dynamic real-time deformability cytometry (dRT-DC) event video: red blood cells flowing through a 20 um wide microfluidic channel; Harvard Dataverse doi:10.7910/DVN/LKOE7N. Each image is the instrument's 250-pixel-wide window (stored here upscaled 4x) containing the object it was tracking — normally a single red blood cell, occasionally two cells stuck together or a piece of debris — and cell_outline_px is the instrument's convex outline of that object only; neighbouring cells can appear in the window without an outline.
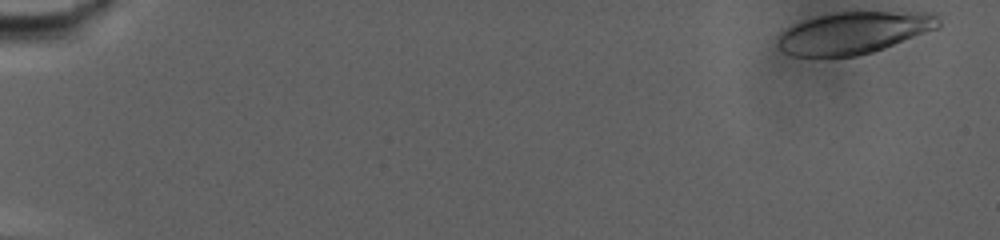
{"species": "human", "species_latin": "Homo sapiens", "temperature_condition": "warm", "stored_images_in_passage": 72, "camera_frame_rate_fps": 3000, "um_per_image_px": 0.085, "donor": {"sex": "male"}, "frame": {"image": 1, "passage_image": 1, "time_ms": 0.0, "image_size_px": [1000, 240], "cell_outline_px": [[940, 28], [884, 48], [872, 52], [856, 56], [792, 56], [784, 52], [776, 44], [776, 36], [780, 32], [804, 20], [816, 16], [840, 12], [940, 12]], "centroid_in_image_um": [72.61, 2.77], "position_along_channel_um": 12.4, "area_um2": 39.59}}
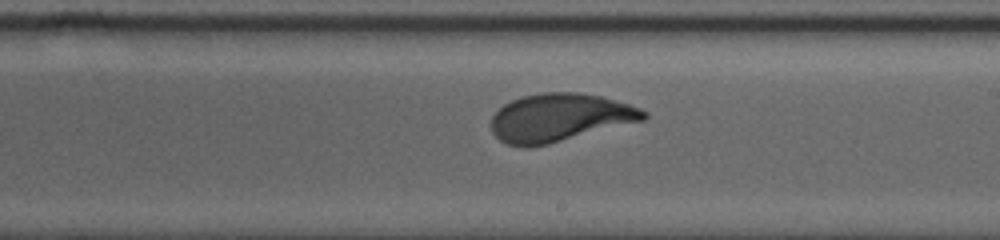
{"frame": {"image": 2, "passage_image": 44, "time_ms": 14.333, "image_size_px": [1000, 240], "cell_outline_px": [[648, 116], [644, 120], [548, 144], [528, 148], [524, 148], [508, 144], [500, 140], [492, 132], [492, 116], [504, 104], [512, 100], [524, 96], [544, 92], [576, 92], [600, 96], [628, 104], [640, 108], [648, 112]], "centroid_in_image_um": [47.57, 10.0], "position_along_channel_um": 241.4, "area_um2": 42.43}}
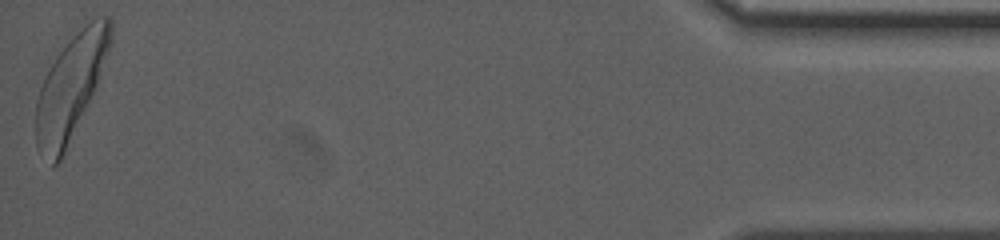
{"frame": {"image": 3, "passage_image": 72, "time_ms": 23.667, "image_size_px": [1000, 240], "cell_outline_px": [[112, 44], [96, 84], [64, 152], [60, 160], [52, 168], [36, 144], [36, 100], [40, 88], [56, 56], [72, 36], [76, 32], [96, 16], [108, 16], [112, 20]], "centroid_in_image_um": [6.01, 7.35], "position_along_channel_um": 429.2, "area_um2": 43.99}, "authors_computed_cell_mechanics": {"area_um2": 41.7605, "velocity_mm_per_s": 2.8703, "shape_relaxation_time_tau1_ms": 3.6831, "shape_relaxation_time_tau2_ms": null, "deformation_change_tau1": 0.164, "deformation_change_tau2": null}}